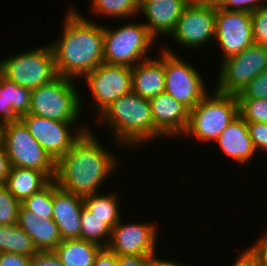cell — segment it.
<instances>
[{
  "mask_svg": "<svg viewBox=\"0 0 267 266\" xmlns=\"http://www.w3.org/2000/svg\"><path fill=\"white\" fill-rule=\"evenodd\" d=\"M61 36L50 42L58 76L83 78L104 62L103 26L88 20L76 9L67 11Z\"/></svg>",
  "mask_w": 267,
  "mask_h": 266,
  "instance_id": "7a4b0ae2",
  "label": "cell"
},
{
  "mask_svg": "<svg viewBox=\"0 0 267 266\" xmlns=\"http://www.w3.org/2000/svg\"><path fill=\"white\" fill-rule=\"evenodd\" d=\"M215 142L225 153L224 155L239 164L250 163L251 158L256 154L248 133L247 123L240 115L227 126Z\"/></svg>",
  "mask_w": 267,
  "mask_h": 266,
  "instance_id": "ffe728a7",
  "label": "cell"
},
{
  "mask_svg": "<svg viewBox=\"0 0 267 266\" xmlns=\"http://www.w3.org/2000/svg\"><path fill=\"white\" fill-rule=\"evenodd\" d=\"M215 39L223 59L241 53L253 44L251 14L216 7Z\"/></svg>",
  "mask_w": 267,
  "mask_h": 266,
  "instance_id": "5bb4252c",
  "label": "cell"
},
{
  "mask_svg": "<svg viewBox=\"0 0 267 266\" xmlns=\"http://www.w3.org/2000/svg\"><path fill=\"white\" fill-rule=\"evenodd\" d=\"M193 2H198V3H211V4H216L218 0H190Z\"/></svg>",
  "mask_w": 267,
  "mask_h": 266,
  "instance_id": "ee69618b",
  "label": "cell"
},
{
  "mask_svg": "<svg viewBox=\"0 0 267 266\" xmlns=\"http://www.w3.org/2000/svg\"><path fill=\"white\" fill-rule=\"evenodd\" d=\"M164 50L165 90L175 100L192 110L208 93L202 75L173 50Z\"/></svg>",
  "mask_w": 267,
  "mask_h": 266,
  "instance_id": "30bf717a",
  "label": "cell"
},
{
  "mask_svg": "<svg viewBox=\"0 0 267 266\" xmlns=\"http://www.w3.org/2000/svg\"><path fill=\"white\" fill-rule=\"evenodd\" d=\"M37 251L31 238L17 223L0 225V253L8 252L31 257Z\"/></svg>",
  "mask_w": 267,
  "mask_h": 266,
  "instance_id": "484cf974",
  "label": "cell"
},
{
  "mask_svg": "<svg viewBox=\"0 0 267 266\" xmlns=\"http://www.w3.org/2000/svg\"><path fill=\"white\" fill-rule=\"evenodd\" d=\"M155 128L164 136H181L187 129L190 110L163 92L149 99Z\"/></svg>",
  "mask_w": 267,
  "mask_h": 266,
  "instance_id": "2e32d148",
  "label": "cell"
},
{
  "mask_svg": "<svg viewBox=\"0 0 267 266\" xmlns=\"http://www.w3.org/2000/svg\"><path fill=\"white\" fill-rule=\"evenodd\" d=\"M30 266H64L54 251H37L30 257Z\"/></svg>",
  "mask_w": 267,
  "mask_h": 266,
  "instance_id": "d590c367",
  "label": "cell"
},
{
  "mask_svg": "<svg viewBox=\"0 0 267 266\" xmlns=\"http://www.w3.org/2000/svg\"><path fill=\"white\" fill-rule=\"evenodd\" d=\"M73 81L57 76L50 83L31 90L28 114L61 122H77L81 116L82 101Z\"/></svg>",
  "mask_w": 267,
  "mask_h": 266,
  "instance_id": "5b68a950",
  "label": "cell"
},
{
  "mask_svg": "<svg viewBox=\"0 0 267 266\" xmlns=\"http://www.w3.org/2000/svg\"><path fill=\"white\" fill-rule=\"evenodd\" d=\"M249 136L256 151L267 152V123L246 122Z\"/></svg>",
  "mask_w": 267,
  "mask_h": 266,
  "instance_id": "e575fe53",
  "label": "cell"
},
{
  "mask_svg": "<svg viewBox=\"0 0 267 266\" xmlns=\"http://www.w3.org/2000/svg\"><path fill=\"white\" fill-rule=\"evenodd\" d=\"M97 119V122L110 126L109 129L111 128L119 146L121 144L124 147L136 148L137 145L164 137L155 128L149 99L134 92L119 97L105 108Z\"/></svg>",
  "mask_w": 267,
  "mask_h": 266,
  "instance_id": "3957f363",
  "label": "cell"
},
{
  "mask_svg": "<svg viewBox=\"0 0 267 266\" xmlns=\"http://www.w3.org/2000/svg\"><path fill=\"white\" fill-rule=\"evenodd\" d=\"M51 179L33 168L11 167L4 186L21 203L43 189Z\"/></svg>",
  "mask_w": 267,
  "mask_h": 266,
  "instance_id": "603a6c76",
  "label": "cell"
},
{
  "mask_svg": "<svg viewBox=\"0 0 267 266\" xmlns=\"http://www.w3.org/2000/svg\"><path fill=\"white\" fill-rule=\"evenodd\" d=\"M0 72L17 85L30 90L50 83L58 76L50 43L3 59Z\"/></svg>",
  "mask_w": 267,
  "mask_h": 266,
  "instance_id": "52a82bcc",
  "label": "cell"
},
{
  "mask_svg": "<svg viewBox=\"0 0 267 266\" xmlns=\"http://www.w3.org/2000/svg\"><path fill=\"white\" fill-rule=\"evenodd\" d=\"M215 6L230 11L251 13L256 9L267 6V0H218Z\"/></svg>",
  "mask_w": 267,
  "mask_h": 266,
  "instance_id": "836d02e7",
  "label": "cell"
},
{
  "mask_svg": "<svg viewBox=\"0 0 267 266\" xmlns=\"http://www.w3.org/2000/svg\"><path fill=\"white\" fill-rule=\"evenodd\" d=\"M266 69L267 47L253 43L241 53L221 61L215 90L237 96Z\"/></svg>",
  "mask_w": 267,
  "mask_h": 266,
  "instance_id": "9c48e42d",
  "label": "cell"
},
{
  "mask_svg": "<svg viewBox=\"0 0 267 266\" xmlns=\"http://www.w3.org/2000/svg\"><path fill=\"white\" fill-rule=\"evenodd\" d=\"M20 206L21 202L0 185V225L17 223Z\"/></svg>",
  "mask_w": 267,
  "mask_h": 266,
  "instance_id": "4dcf8cb0",
  "label": "cell"
},
{
  "mask_svg": "<svg viewBox=\"0 0 267 266\" xmlns=\"http://www.w3.org/2000/svg\"><path fill=\"white\" fill-rule=\"evenodd\" d=\"M93 266H118L117 255L107 247L102 248L96 255Z\"/></svg>",
  "mask_w": 267,
  "mask_h": 266,
  "instance_id": "f35d334b",
  "label": "cell"
},
{
  "mask_svg": "<svg viewBox=\"0 0 267 266\" xmlns=\"http://www.w3.org/2000/svg\"><path fill=\"white\" fill-rule=\"evenodd\" d=\"M253 43L267 47V6L251 12Z\"/></svg>",
  "mask_w": 267,
  "mask_h": 266,
  "instance_id": "1f68e13d",
  "label": "cell"
},
{
  "mask_svg": "<svg viewBox=\"0 0 267 266\" xmlns=\"http://www.w3.org/2000/svg\"><path fill=\"white\" fill-rule=\"evenodd\" d=\"M111 231L112 229L102 222V219L92 215L85 207L82 208L80 239L105 248L109 244Z\"/></svg>",
  "mask_w": 267,
  "mask_h": 266,
  "instance_id": "4316f807",
  "label": "cell"
},
{
  "mask_svg": "<svg viewBox=\"0 0 267 266\" xmlns=\"http://www.w3.org/2000/svg\"><path fill=\"white\" fill-rule=\"evenodd\" d=\"M257 241L252 247L260 257L261 266H267V232L262 237L260 236Z\"/></svg>",
  "mask_w": 267,
  "mask_h": 266,
  "instance_id": "b9f144b4",
  "label": "cell"
},
{
  "mask_svg": "<svg viewBox=\"0 0 267 266\" xmlns=\"http://www.w3.org/2000/svg\"><path fill=\"white\" fill-rule=\"evenodd\" d=\"M30 104L31 90L0 72V125L19 122L20 116L29 113Z\"/></svg>",
  "mask_w": 267,
  "mask_h": 266,
  "instance_id": "7402d4cb",
  "label": "cell"
},
{
  "mask_svg": "<svg viewBox=\"0 0 267 266\" xmlns=\"http://www.w3.org/2000/svg\"><path fill=\"white\" fill-rule=\"evenodd\" d=\"M92 92L97 116L119 97L132 92V69L125 65L102 63L85 77Z\"/></svg>",
  "mask_w": 267,
  "mask_h": 266,
  "instance_id": "4fadbf2b",
  "label": "cell"
},
{
  "mask_svg": "<svg viewBox=\"0 0 267 266\" xmlns=\"http://www.w3.org/2000/svg\"><path fill=\"white\" fill-rule=\"evenodd\" d=\"M17 225L31 238L38 251H53L62 242L58 226L53 219H38L36 214L27 210L22 204Z\"/></svg>",
  "mask_w": 267,
  "mask_h": 266,
  "instance_id": "44dd1931",
  "label": "cell"
},
{
  "mask_svg": "<svg viewBox=\"0 0 267 266\" xmlns=\"http://www.w3.org/2000/svg\"><path fill=\"white\" fill-rule=\"evenodd\" d=\"M239 115L246 122L267 123V99H238Z\"/></svg>",
  "mask_w": 267,
  "mask_h": 266,
  "instance_id": "f546056e",
  "label": "cell"
},
{
  "mask_svg": "<svg viewBox=\"0 0 267 266\" xmlns=\"http://www.w3.org/2000/svg\"><path fill=\"white\" fill-rule=\"evenodd\" d=\"M101 246L82 239H67L53 250L64 266H93Z\"/></svg>",
  "mask_w": 267,
  "mask_h": 266,
  "instance_id": "cb8c5ba5",
  "label": "cell"
},
{
  "mask_svg": "<svg viewBox=\"0 0 267 266\" xmlns=\"http://www.w3.org/2000/svg\"><path fill=\"white\" fill-rule=\"evenodd\" d=\"M11 170V164L3 143L0 141V185H4Z\"/></svg>",
  "mask_w": 267,
  "mask_h": 266,
  "instance_id": "60d3db41",
  "label": "cell"
},
{
  "mask_svg": "<svg viewBox=\"0 0 267 266\" xmlns=\"http://www.w3.org/2000/svg\"><path fill=\"white\" fill-rule=\"evenodd\" d=\"M215 16V4L190 1L170 37L174 39L173 42L190 49L201 48V45L205 47L215 39Z\"/></svg>",
  "mask_w": 267,
  "mask_h": 266,
  "instance_id": "7c38bea8",
  "label": "cell"
},
{
  "mask_svg": "<svg viewBox=\"0 0 267 266\" xmlns=\"http://www.w3.org/2000/svg\"><path fill=\"white\" fill-rule=\"evenodd\" d=\"M148 266H188V265H184L178 262H173V261H169V260H164V259H159L155 254L150 255L149 257V262H148Z\"/></svg>",
  "mask_w": 267,
  "mask_h": 266,
  "instance_id": "7bdbcfd3",
  "label": "cell"
},
{
  "mask_svg": "<svg viewBox=\"0 0 267 266\" xmlns=\"http://www.w3.org/2000/svg\"><path fill=\"white\" fill-rule=\"evenodd\" d=\"M0 141H1V125H0Z\"/></svg>",
  "mask_w": 267,
  "mask_h": 266,
  "instance_id": "f6af8a7d",
  "label": "cell"
},
{
  "mask_svg": "<svg viewBox=\"0 0 267 266\" xmlns=\"http://www.w3.org/2000/svg\"><path fill=\"white\" fill-rule=\"evenodd\" d=\"M0 266H30V257L2 252L0 253Z\"/></svg>",
  "mask_w": 267,
  "mask_h": 266,
  "instance_id": "8d00e7d4",
  "label": "cell"
},
{
  "mask_svg": "<svg viewBox=\"0 0 267 266\" xmlns=\"http://www.w3.org/2000/svg\"><path fill=\"white\" fill-rule=\"evenodd\" d=\"M237 99H267V69L248 83Z\"/></svg>",
  "mask_w": 267,
  "mask_h": 266,
  "instance_id": "d6a6232c",
  "label": "cell"
},
{
  "mask_svg": "<svg viewBox=\"0 0 267 266\" xmlns=\"http://www.w3.org/2000/svg\"><path fill=\"white\" fill-rule=\"evenodd\" d=\"M1 142L11 167L33 168L43 171L51 180L55 178L56 162L21 121L1 126Z\"/></svg>",
  "mask_w": 267,
  "mask_h": 266,
  "instance_id": "ba28073f",
  "label": "cell"
},
{
  "mask_svg": "<svg viewBox=\"0 0 267 266\" xmlns=\"http://www.w3.org/2000/svg\"><path fill=\"white\" fill-rule=\"evenodd\" d=\"M190 0H139V13L145 15L144 25L154 38L168 36L174 30Z\"/></svg>",
  "mask_w": 267,
  "mask_h": 266,
  "instance_id": "e0dca14e",
  "label": "cell"
},
{
  "mask_svg": "<svg viewBox=\"0 0 267 266\" xmlns=\"http://www.w3.org/2000/svg\"><path fill=\"white\" fill-rule=\"evenodd\" d=\"M83 197L61 189L54 180L53 221L62 240L80 239Z\"/></svg>",
  "mask_w": 267,
  "mask_h": 266,
  "instance_id": "ac0fdd59",
  "label": "cell"
},
{
  "mask_svg": "<svg viewBox=\"0 0 267 266\" xmlns=\"http://www.w3.org/2000/svg\"><path fill=\"white\" fill-rule=\"evenodd\" d=\"M54 201V179L43 189L26 198L21 204L29 211L36 214L38 219H52Z\"/></svg>",
  "mask_w": 267,
  "mask_h": 266,
  "instance_id": "f1b7e54d",
  "label": "cell"
},
{
  "mask_svg": "<svg viewBox=\"0 0 267 266\" xmlns=\"http://www.w3.org/2000/svg\"><path fill=\"white\" fill-rule=\"evenodd\" d=\"M150 256L120 255L117 256L118 266H148Z\"/></svg>",
  "mask_w": 267,
  "mask_h": 266,
  "instance_id": "ab89813d",
  "label": "cell"
},
{
  "mask_svg": "<svg viewBox=\"0 0 267 266\" xmlns=\"http://www.w3.org/2000/svg\"><path fill=\"white\" fill-rule=\"evenodd\" d=\"M241 253L232 266H261L260 257L253 247H249Z\"/></svg>",
  "mask_w": 267,
  "mask_h": 266,
  "instance_id": "74e56055",
  "label": "cell"
},
{
  "mask_svg": "<svg viewBox=\"0 0 267 266\" xmlns=\"http://www.w3.org/2000/svg\"><path fill=\"white\" fill-rule=\"evenodd\" d=\"M97 14L114 18H131L139 13V0H92Z\"/></svg>",
  "mask_w": 267,
  "mask_h": 266,
  "instance_id": "83f0119b",
  "label": "cell"
},
{
  "mask_svg": "<svg viewBox=\"0 0 267 266\" xmlns=\"http://www.w3.org/2000/svg\"><path fill=\"white\" fill-rule=\"evenodd\" d=\"M206 95L189 112V122L183 137L195 136L201 143L215 142L219 135L239 116L236 95L219 93Z\"/></svg>",
  "mask_w": 267,
  "mask_h": 266,
  "instance_id": "277c9868",
  "label": "cell"
},
{
  "mask_svg": "<svg viewBox=\"0 0 267 266\" xmlns=\"http://www.w3.org/2000/svg\"><path fill=\"white\" fill-rule=\"evenodd\" d=\"M157 227L152 223H122V219L112 228L107 248L120 255L150 256L156 253Z\"/></svg>",
  "mask_w": 267,
  "mask_h": 266,
  "instance_id": "9a60e30c",
  "label": "cell"
},
{
  "mask_svg": "<svg viewBox=\"0 0 267 266\" xmlns=\"http://www.w3.org/2000/svg\"><path fill=\"white\" fill-rule=\"evenodd\" d=\"M106 149L90 129L84 132L56 162L57 185L82 197L98 193L99 186L116 171L119 163L116 155Z\"/></svg>",
  "mask_w": 267,
  "mask_h": 266,
  "instance_id": "6da1fadb",
  "label": "cell"
},
{
  "mask_svg": "<svg viewBox=\"0 0 267 266\" xmlns=\"http://www.w3.org/2000/svg\"><path fill=\"white\" fill-rule=\"evenodd\" d=\"M160 54V58H148L131 67L132 92L146 99H151L164 92L165 74L163 48H161Z\"/></svg>",
  "mask_w": 267,
  "mask_h": 266,
  "instance_id": "d6986e66",
  "label": "cell"
},
{
  "mask_svg": "<svg viewBox=\"0 0 267 266\" xmlns=\"http://www.w3.org/2000/svg\"><path fill=\"white\" fill-rule=\"evenodd\" d=\"M20 121L55 162L72 148L84 132L90 129L85 125L78 128L77 125L74 133L70 127L72 125L75 127L77 122L50 120L34 114L22 115Z\"/></svg>",
  "mask_w": 267,
  "mask_h": 266,
  "instance_id": "8fae6325",
  "label": "cell"
},
{
  "mask_svg": "<svg viewBox=\"0 0 267 266\" xmlns=\"http://www.w3.org/2000/svg\"><path fill=\"white\" fill-rule=\"evenodd\" d=\"M110 193V194H109ZM95 193L83 197L84 207L94 216L102 219L111 229L121 220L118 195Z\"/></svg>",
  "mask_w": 267,
  "mask_h": 266,
  "instance_id": "d4e9b609",
  "label": "cell"
},
{
  "mask_svg": "<svg viewBox=\"0 0 267 266\" xmlns=\"http://www.w3.org/2000/svg\"><path fill=\"white\" fill-rule=\"evenodd\" d=\"M103 34L104 63L133 67L151 58L147 53L156 39L149 33L144 23L126 22L114 30L103 26Z\"/></svg>",
  "mask_w": 267,
  "mask_h": 266,
  "instance_id": "8992f818",
  "label": "cell"
}]
</instances>
